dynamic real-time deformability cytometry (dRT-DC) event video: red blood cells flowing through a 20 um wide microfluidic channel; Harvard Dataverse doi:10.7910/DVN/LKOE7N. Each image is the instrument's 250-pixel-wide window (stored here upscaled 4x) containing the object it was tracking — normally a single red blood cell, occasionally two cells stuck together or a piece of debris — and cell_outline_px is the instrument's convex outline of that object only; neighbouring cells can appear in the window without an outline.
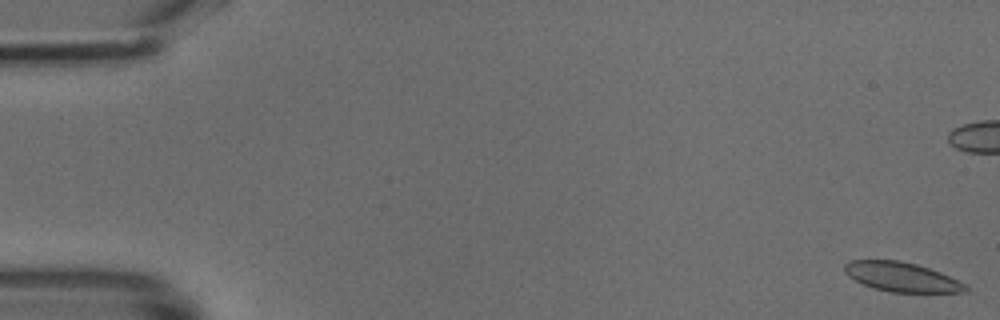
{"species": "common noctule bat (a hibernating species)", "species_latin": "Nyctalus noctula", "temperature_condition": "cold", "stored_images_in_passage": 50, "camera_frame_rate_fps": 3000, "um_per_image_px": 0.085, "animal": {"sex": "male", "body_mass_g": 18.8}, "frame": {"image": 1, "passage_image": 1, "time_ms": 0.0, "image_size_px": [1000, 320], "cell_outline_px": [[968, 292], [892, 292], [872, 288], [848, 276], [844, 272], [844, 264], [848, 260], [900, 260], [916, 264], [940, 272], [964, 284], [968, 288]], "centroid_in_image_um": [76.59, 23.53], "position_along_channel_um": 8.4, "area_um2": 20.58}}
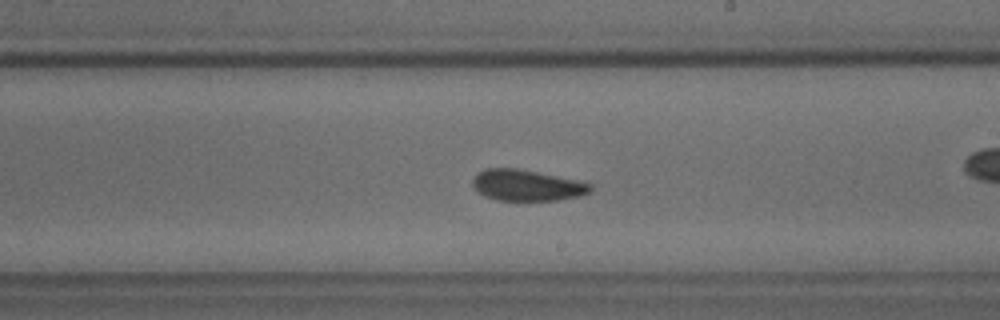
{"frame": {"image": 2, "passage_image": 29, "time_ms": 9.333, "image_size_px": [1000, 320], "cell_outline_px": [[592, 188], [588, 192], [580, 196], [556, 200], [496, 200], [484, 196], [472, 184], [472, 180], [476, 172], [484, 168], [516, 168], [576, 180], [592, 184]], "centroid_in_image_um": [44.73, 15.74], "position_along_channel_um": 244.3, "area_um2": 21.15}}
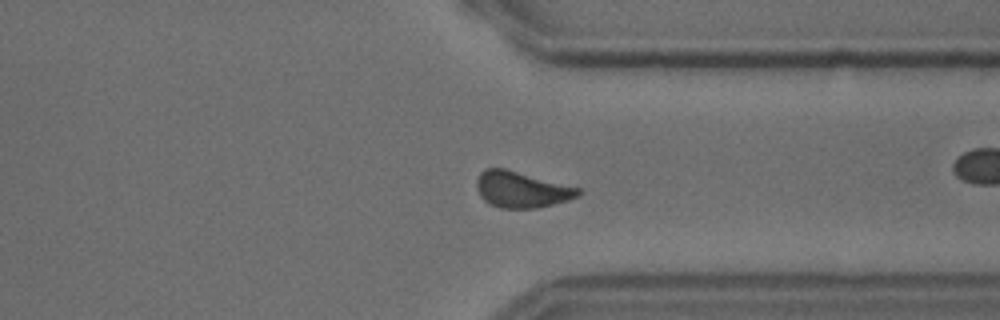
{"frame": {"image": 3, "passage_image": 38, "time_ms": 12.333, "image_size_px": [1000, 320], "cell_outline_px": [[580, 196], [568, 200], [536, 208], [500, 208], [488, 204], [480, 196], [476, 188], [476, 180], [480, 172], [484, 168], [504, 168], [580, 188]], "centroid_in_image_um": [44.29, 16.11], "position_along_channel_um": 367.1, "area_um2": 21.39}}